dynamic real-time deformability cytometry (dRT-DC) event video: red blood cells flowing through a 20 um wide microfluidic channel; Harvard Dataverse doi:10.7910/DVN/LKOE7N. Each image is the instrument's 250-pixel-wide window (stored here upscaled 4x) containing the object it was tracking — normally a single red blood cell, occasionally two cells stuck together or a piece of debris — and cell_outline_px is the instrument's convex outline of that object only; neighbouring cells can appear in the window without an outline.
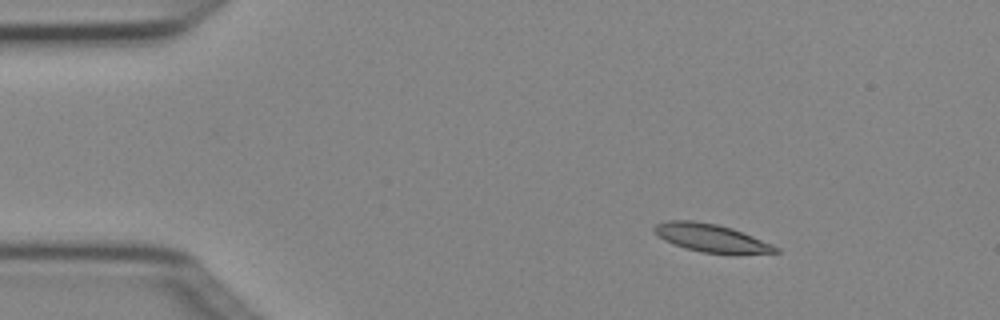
{"species": "Egyptian fruit bat (a non-hibernating species)", "species_latin": "Rousettus aegyptiacus", "temperature_condition": "cold", "stored_images_in_passage": 5, "camera_frame_rate_fps": 3000, "um_per_image_px": 0.085, "animal": {"sex": "female"}, "frame": {"image": 1, "passage_image": 3, "time_ms": 0.667, "image_size_px": [1000, 320], "cell_outline_px": [[780, 252], [700, 252], [664, 240], [652, 232], [652, 228], [656, 224], [668, 220], [692, 220], [716, 224], [732, 228], [772, 244], [780, 248]], "centroid_in_image_um": [60.36, 20.18], "position_along_channel_um": 24.6, "area_um2": 19.13}}